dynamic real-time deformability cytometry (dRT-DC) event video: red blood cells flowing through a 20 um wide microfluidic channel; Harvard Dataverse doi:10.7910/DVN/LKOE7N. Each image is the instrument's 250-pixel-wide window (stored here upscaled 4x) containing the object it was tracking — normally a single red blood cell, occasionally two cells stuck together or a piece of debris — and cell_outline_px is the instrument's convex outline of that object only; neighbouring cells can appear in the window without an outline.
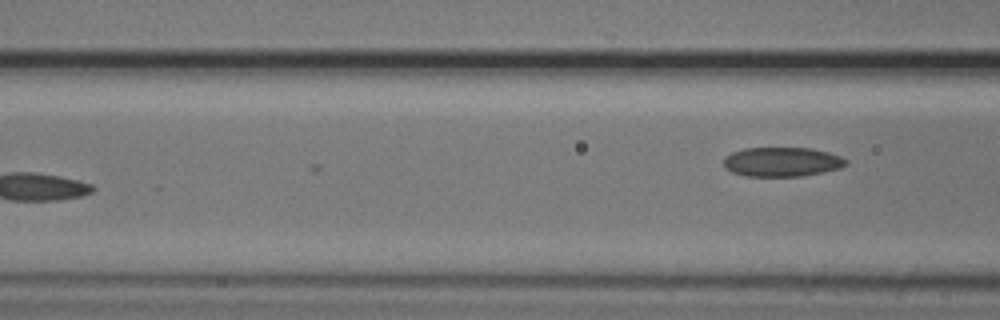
{"species": "common noctule bat (a hibernating species)", "species_latin": "Nyctalus noctula", "temperature_condition": "cold", "stored_images_in_passage": 6, "camera_frame_rate_fps": 3000, "um_per_image_px": 0.085, "animal": {"sex": "male", "body_mass_g": 20.5, "forearm_length_mm": 52.5}, "frame": {"image": 1, "passage_image": 6, "time_ms": 1.667, "image_size_px": [1000, 320], "cell_outline_px": [[848, 164], [840, 168], [824, 172], [800, 176], [744, 176], [732, 172], [724, 168], [724, 156], [732, 152], [744, 148], [812, 148], [828, 152], [840, 156], [848, 160]], "centroid_in_image_um": [66.46, 13.76], "position_along_channel_um": 100.1, "area_um2": 21.1}}